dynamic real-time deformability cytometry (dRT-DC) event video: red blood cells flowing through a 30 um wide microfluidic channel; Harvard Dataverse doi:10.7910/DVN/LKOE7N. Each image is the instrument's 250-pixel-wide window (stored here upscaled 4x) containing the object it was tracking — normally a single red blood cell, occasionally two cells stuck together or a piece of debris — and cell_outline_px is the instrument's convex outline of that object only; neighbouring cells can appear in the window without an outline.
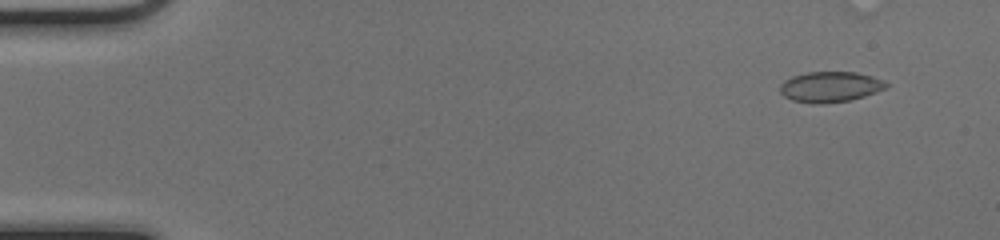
{"species": "common noctule bat (a hibernating species)", "species_latin": "Nyctalus noctula", "temperature_condition": "cold", "stored_images_in_passage": 46, "camera_frame_rate_fps": 3000, "um_per_image_px": 0.085, "animal": {"sex": "female", "body_mass_g": 17.0, "forearm_length_mm": 48.0}, "frame": {"image": 1, "passage_image": 4, "time_ms": 1.0, "image_size_px": [1000, 240], "cell_outline_px": [[888, 88], [864, 96], [848, 100], [824, 104], [812, 104], [792, 100], [784, 96], [780, 92], [780, 84], [784, 80], [792, 76], [808, 72], [856, 72], [872, 76], [884, 80], [888, 84]], "centroid_in_image_um": [70.56, 7.38], "position_along_channel_um": 14.4, "area_um2": 19.02}}
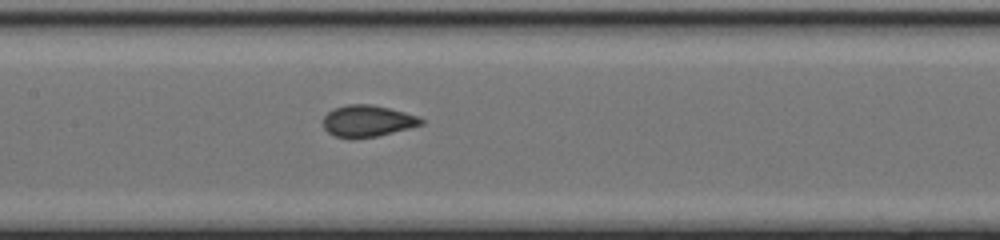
{"frame": {"image": 2, "passage_image": 25, "time_ms": 8.0, "image_size_px": [1000, 240], "cell_outline_px": [[424, 124], [376, 136], [352, 140], [336, 136], [328, 132], [324, 128], [324, 116], [328, 112], [336, 108], [348, 104], [368, 104], [388, 108], [404, 112], [416, 116], [424, 120]], "centroid_in_image_um": [31.21, 10.3], "position_along_channel_um": 176.2, "area_um2": 17.86}}
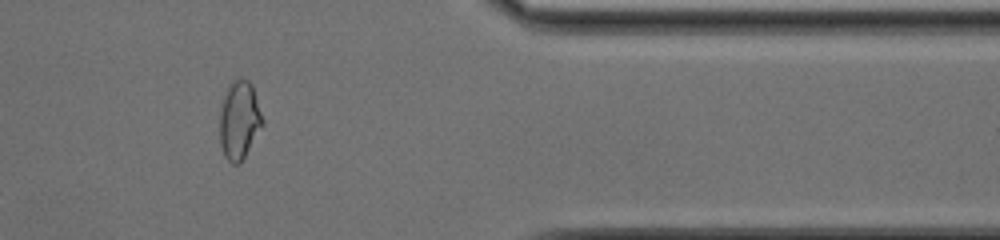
{"frame": {"image": 3, "passage_image": 42, "time_ms": 13.667, "image_size_px": [1000, 240], "cell_outline_px": [[264, 124], [240, 164], [232, 164], [224, 156], [220, 144], [220, 112], [224, 96], [228, 84], [232, 80], [248, 80], [252, 84], [264, 120]], "centroid_in_image_um": [20.35, 10.23], "position_along_channel_um": 391.1, "area_um2": 19.59}, "authors_computed_cell_mechanics": {"area_um2": 18.4382, "velocity_mm_per_s": 4.142, "shape_relaxation_time_tau1_ms": 6.5515, "shape_relaxation_time_tau2_ms": 0.6681, "deformation_change_tau1": 0.1459, "deformation_change_tau2": 0.0407}}